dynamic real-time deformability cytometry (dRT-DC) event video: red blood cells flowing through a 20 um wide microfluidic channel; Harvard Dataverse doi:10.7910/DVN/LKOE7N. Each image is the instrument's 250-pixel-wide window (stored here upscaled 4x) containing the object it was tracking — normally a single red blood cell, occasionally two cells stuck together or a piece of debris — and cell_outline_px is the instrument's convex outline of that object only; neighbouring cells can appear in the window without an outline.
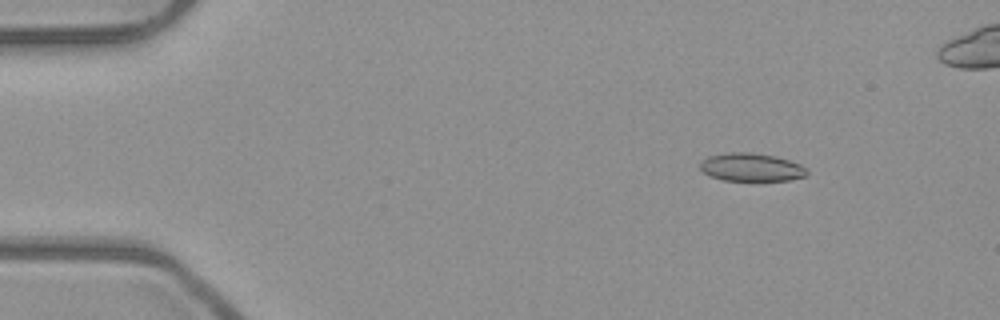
{"species": "common noctule bat (a hibernating species)", "species_latin": "Nyctalus noctula", "temperature_condition": "room temperature", "stored_images_in_passage": 16, "camera_frame_rate_fps": 3000, "um_per_image_px": 0.085, "animal": {"sex": "male", "body_mass_g": 23.1, "forearm_length_mm": 52.7}, "frame": {"image": 1, "passage_image": 7, "time_ms": 2.0, "image_size_px": [1000, 320], "cell_outline_px": [[808, 172], [804, 176], [788, 180], [724, 180], [708, 176], [700, 168], [700, 160], [708, 156], [724, 152], [752, 152], [776, 156], [800, 164], [808, 168]], "centroid_in_image_um": [63.82, 14.2], "position_along_channel_um": 21.2, "area_um2": 17.63}}